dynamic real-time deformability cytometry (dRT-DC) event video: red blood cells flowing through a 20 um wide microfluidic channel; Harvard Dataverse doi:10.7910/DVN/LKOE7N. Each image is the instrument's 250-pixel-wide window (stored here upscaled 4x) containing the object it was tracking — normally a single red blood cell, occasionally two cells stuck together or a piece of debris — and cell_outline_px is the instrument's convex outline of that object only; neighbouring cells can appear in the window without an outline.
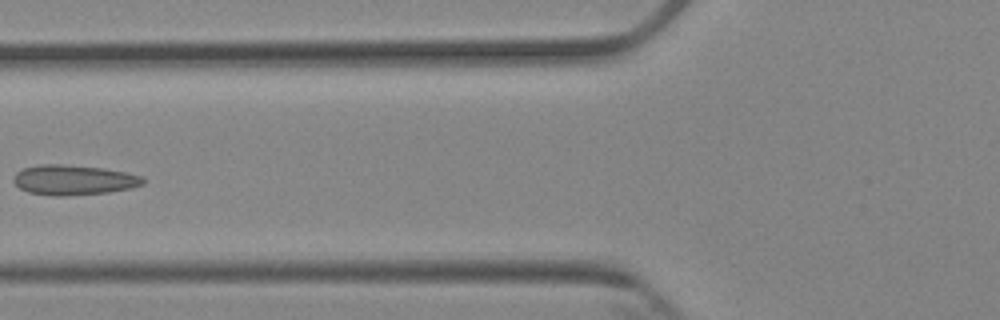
{"species": "Egyptian fruit bat (a non-hibernating species)", "species_latin": "Rousettus aegyptiacus", "temperature_condition": "cold", "stored_images_in_passage": 7, "camera_frame_rate_fps": 3000, "um_per_image_px": 0.085, "animal": {"sex": "female"}, "frame": {"image": 1, "passage_image": 6, "time_ms": 7.0, "image_size_px": [1000, 320], "cell_outline_px": [[144, 184], [132, 188], [108, 192], [60, 196], [52, 196], [28, 192], [20, 188], [12, 180], [16, 172], [24, 168], [36, 164], [64, 164], [104, 168], [144, 176]], "centroid_in_image_um": [6.25, 15.29], "position_along_channel_um": 119.5, "area_um2": 22.77}}
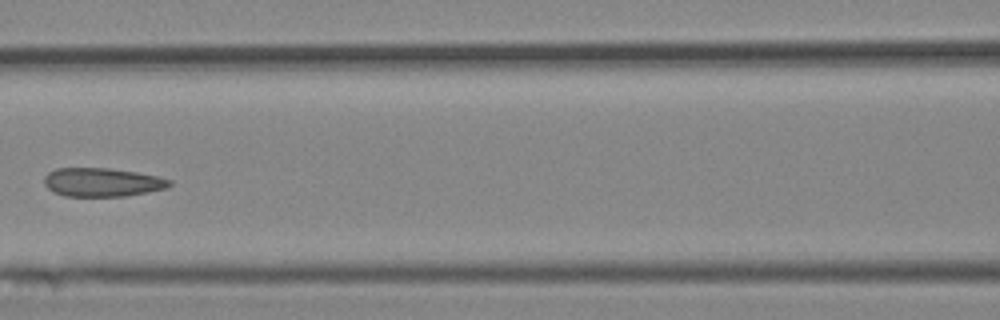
{"frame": {"image": 2, "passage_image": 7, "time_ms": 8.0, "image_size_px": [1000, 320], "cell_outline_px": [[172, 184], [168, 188], [148, 192], [124, 196], [64, 196], [52, 192], [44, 184], [44, 176], [48, 172], [56, 168], [108, 168], [136, 172], [156, 176], [172, 180]], "centroid_in_image_um": [8.67, 15.49], "position_along_channel_um": 157.9, "area_um2": 21.04}}